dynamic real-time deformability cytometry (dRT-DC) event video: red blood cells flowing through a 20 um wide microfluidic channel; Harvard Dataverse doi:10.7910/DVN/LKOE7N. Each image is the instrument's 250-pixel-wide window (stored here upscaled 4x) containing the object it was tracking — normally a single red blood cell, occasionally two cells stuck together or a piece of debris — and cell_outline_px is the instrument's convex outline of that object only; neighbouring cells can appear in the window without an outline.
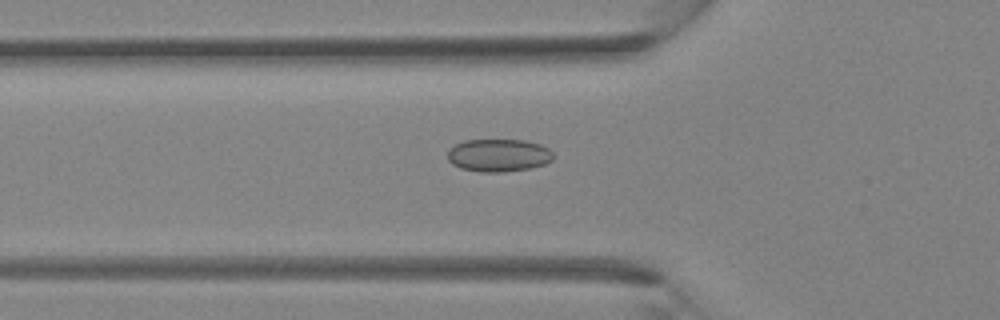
{"species": "Egyptian fruit bat (a non-hibernating species)", "species_latin": "Rousettus aegyptiacus", "temperature_condition": "room temperature", "stored_images_in_passage": 38, "camera_frame_rate_fps": 3000, "um_per_image_px": 0.085, "animal": {"sex": "female"}, "frame": {"image": 1, "passage_image": 12, "time_ms": 3.667, "image_size_px": [1000, 320], "cell_outline_px": [[556, 156], [552, 160], [544, 164], [528, 168], [504, 172], [480, 172], [460, 168], [452, 164], [448, 160], [448, 148], [464, 140], [524, 140], [540, 144], [548, 148]], "centroid_in_image_um": [42.37, 13.2], "position_along_channel_um": 83.4, "area_um2": 20.29}}
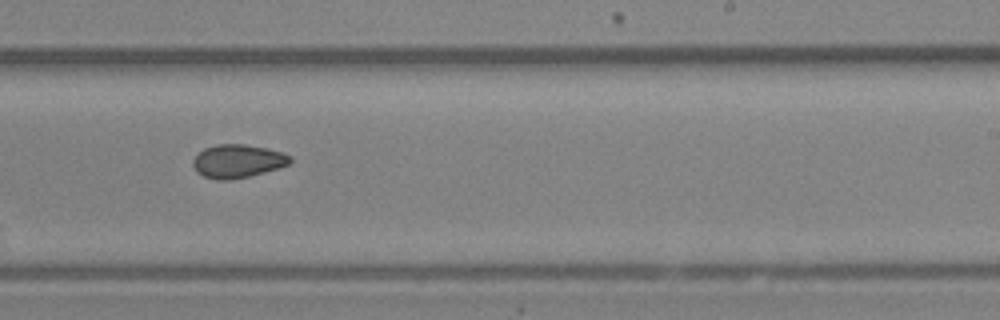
{"frame": {"image": 2, "passage_image": 23, "time_ms": 7.333, "image_size_px": [1000, 320], "cell_outline_px": [[292, 160], [288, 164], [264, 172], [248, 176], [228, 180], [216, 180], [204, 176], [196, 172], [192, 164], [192, 160], [204, 148], [216, 144], [244, 144], [264, 148], [280, 152], [292, 156]], "centroid_in_image_um": [20.16, 13.7], "position_along_channel_um": 268.8, "area_um2": 18.67}}
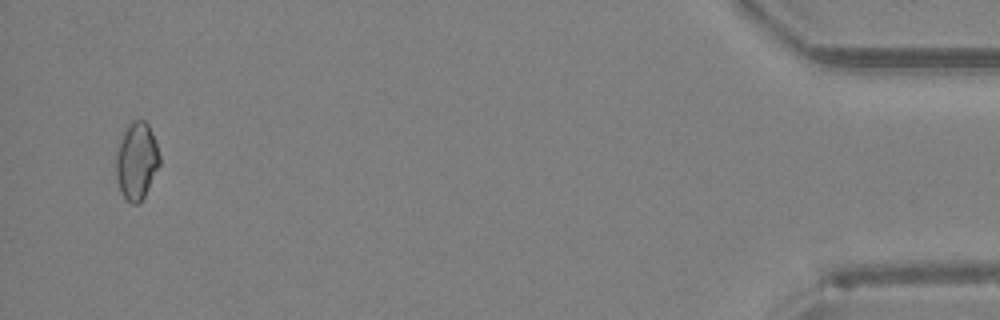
{"frame": {"image": 3, "passage_image": 37, "time_ms": 12.0, "image_size_px": [1000, 320], "cell_outline_px": [[160, 164], [144, 196], [136, 204], [132, 204], [120, 192], [116, 176], [116, 144], [124, 128], [132, 120], [144, 120], [148, 124], [152, 132], [160, 156]], "centroid_in_image_um": [11.58, 13.62], "position_along_channel_um": 423.6, "area_um2": 19.77}}